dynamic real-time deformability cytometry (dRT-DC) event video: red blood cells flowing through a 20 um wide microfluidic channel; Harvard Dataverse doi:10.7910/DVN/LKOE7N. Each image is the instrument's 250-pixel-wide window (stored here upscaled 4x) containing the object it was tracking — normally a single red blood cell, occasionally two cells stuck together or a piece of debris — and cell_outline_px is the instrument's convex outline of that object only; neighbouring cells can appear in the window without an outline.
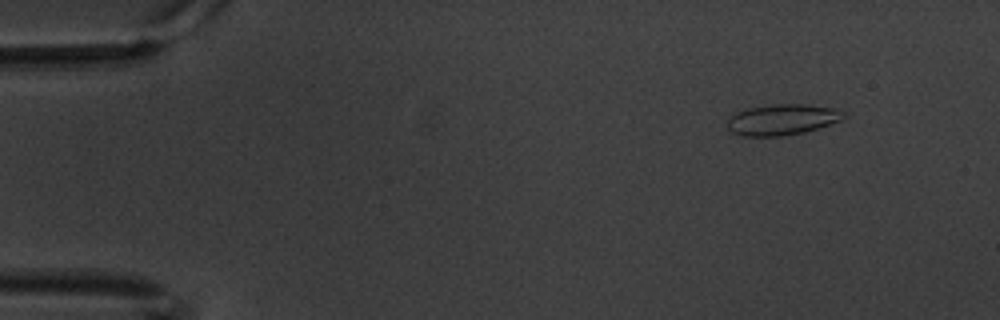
{"species": "common noctule bat (a hibernating species)", "species_latin": "Nyctalus noctula", "temperature_condition": "warm", "stored_images_in_passage": 6, "camera_frame_rate_fps": 3000, "um_per_image_px": 0.085, "animal": {"sex": "male", "body_mass_g": 20.1, "forearm_length_mm": 53.5}, "frame": {"image": 1, "passage_image": 2, "time_ms": 0.333, "image_size_px": [1000, 320], "cell_outline_px": [[848, 116], [840, 120], [804, 132], [784, 136], [744, 136], [732, 132], [728, 128], [728, 116], [736, 112], [748, 108], [772, 104], [808, 104], [832, 108], [844, 112]], "centroid_in_image_um": [66.46, 10.16], "position_along_channel_um": 18.5, "area_um2": 20.87}}